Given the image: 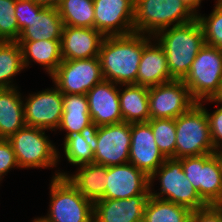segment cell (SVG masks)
Returning a JSON list of instances; mask_svg holds the SVG:
<instances>
[{
    "mask_svg": "<svg viewBox=\"0 0 222 222\" xmlns=\"http://www.w3.org/2000/svg\"><path fill=\"white\" fill-rule=\"evenodd\" d=\"M159 177L160 192H152L153 181ZM150 195L158 199L187 207L191 211L207 206L197 190L186 178L178 159L167 158L161 167L149 177Z\"/></svg>",
    "mask_w": 222,
    "mask_h": 222,
    "instance_id": "6",
    "label": "cell"
},
{
    "mask_svg": "<svg viewBox=\"0 0 222 222\" xmlns=\"http://www.w3.org/2000/svg\"><path fill=\"white\" fill-rule=\"evenodd\" d=\"M15 4L16 0H0V41H17L19 38Z\"/></svg>",
    "mask_w": 222,
    "mask_h": 222,
    "instance_id": "33",
    "label": "cell"
},
{
    "mask_svg": "<svg viewBox=\"0 0 222 222\" xmlns=\"http://www.w3.org/2000/svg\"><path fill=\"white\" fill-rule=\"evenodd\" d=\"M23 69L20 44L17 41H0V88H15L13 77Z\"/></svg>",
    "mask_w": 222,
    "mask_h": 222,
    "instance_id": "29",
    "label": "cell"
},
{
    "mask_svg": "<svg viewBox=\"0 0 222 222\" xmlns=\"http://www.w3.org/2000/svg\"><path fill=\"white\" fill-rule=\"evenodd\" d=\"M175 125L176 159L213 153L208 116L201 102L175 118Z\"/></svg>",
    "mask_w": 222,
    "mask_h": 222,
    "instance_id": "5",
    "label": "cell"
},
{
    "mask_svg": "<svg viewBox=\"0 0 222 222\" xmlns=\"http://www.w3.org/2000/svg\"><path fill=\"white\" fill-rule=\"evenodd\" d=\"M153 38L152 41H157L164 49L170 75L174 80L185 78L196 55L205 45L204 33L197 18L163 29Z\"/></svg>",
    "mask_w": 222,
    "mask_h": 222,
    "instance_id": "2",
    "label": "cell"
},
{
    "mask_svg": "<svg viewBox=\"0 0 222 222\" xmlns=\"http://www.w3.org/2000/svg\"><path fill=\"white\" fill-rule=\"evenodd\" d=\"M155 142L166 158L176 159V125L175 119H150Z\"/></svg>",
    "mask_w": 222,
    "mask_h": 222,
    "instance_id": "31",
    "label": "cell"
},
{
    "mask_svg": "<svg viewBox=\"0 0 222 222\" xmlns=\"http://www.w3.org/2000/svg\"><path fill=\"white\" fill-rule=\"evenodd\" d=\"M186 178L207 205H222V171L212 153L178 159Z\"/></svg>",
    "mask_w": 222,
    "mask_h": 222,
    "instance_id": "9",
    "label": "cell"
},
{
    "mask_svg": "<svg viewBox=\"0 0 222 222\" xmlns=\"http://www.w3.org/2000/svg\"><path fill=\"white\" fill-rule=\"evenodd\" d=\"M196 17L181 0H135L134 32L154 37L171 25L185 24Z\"/></svg>",
    "mask_w": 222,
    "mask_h": 222,
    "instance_id": "3",
    "label": "cell"
},
{
    "mask_svg": "<svg viewBox=\"0 0 222 222\" xmlns=\"http://www.w3.org/2000/svg\"><path fill=\"white\" fill-rule=\"evenodd\" d=\"M120 86H125V89L119 90L123 122H148L150 120L149 88L137 84H122Z\"/></svg>",
    "mask_w": 222,
    "mask_h": 222,
    "instance_id": "25",
    "label": "cell"
},
{
    "mask_svg": "<svg viewBox=\"0 0 222 222\" xmlns=\"http://www.w3.org/2000/svg\"><path fill=\"white\" fill-rule=\"evenodd\" d=\"M196 103L183 80L149 88L150 119H175Z\"/></svg>",
    "mask_w": 222,
    "mask_h": 222,
    "instance_id": "12",
    "label": "cell"
},
{
    "mask_svg": "<svg viewBox=\"0 0 222 222\" xmlns=\"http://www.w3.org/2000/svg\"><path fill=\"white\" fill-rule=\"evenodd\" d=\"M118 84L103 80L86 93L94 127L123 122Z\"/></svg>",
    "mask_w": 222,
    "mask_h": 222,
    "instance_id": "17",
    "label": "cell"
},
{
    "mask_svg": "<svg viewBox=\"0 0 222 222\" xmlns=\"http://www.w3.org/2000/svg\"><path fill=\"white\" fill-rule=\"evenodd\" d=\"M94 28L104 37L134 33L135 0H93Z\"/></svg>",
    "mask_w": 222,
    "mask_h": 222,
    "instance_id": "14",
    "label": "cell"
},
{
    "mask_svg": "<svg viewBox=\"0 0 222 222\" xmlns=\"http://www.w3.org/2000/svg\"><path fill=\"white\" fill-rule=\"evenodd\" d=\"M215 3L208 17L197 14L196 18L202 27L205 44L222 50V0H217Z\"/></svg>",
    "mask_w": 222,
    "mask_h": 222,
    "instance_id": "32",
    "label": "cell"
},
{
    "mask_svg": "<svg viewBox=\"0 0 222 222\" xmlns=\"http://www.w3.org/2000/svg\"><path fill=\"white\" fill-rule=\"evenodd\" d=\"M92 136L94 163L107 167L129 163L131 123L94 127Z\"/></svg>",
    "mask_w": 222,
    "mask_h": 222,
    "instance_id": "10",
    "label": "cell"
},
{
    "mask_svg": "<svg viewBox=\"0 0 222 222\" xmlns=\"http://www.w3.org/2000/svg\"><path fill=\"white\" fill-rule=\"evenodd\" d=\"M166 159L155 142L150 124L131 123L129 163L150 177Z\"/></svg>",
    "mask_w": 222,
    "mask_h": 222,
    "instance_id": "15",
    "label": "cell"
},
{
    "mask_svg": "<svg viewBox=\"0 0 222 222\" xmlns=\"http://www.w3.org/2000/svg\"><path fill=\"white\" fill-rule=\"evenodd\" d=\"M190 222H222V205H207L193 210Z\"/></svg>",
    "mask_w": 222,
    "mask_h": 222,
    "instance_id": "37",
    "label": "cell"
},
{
    "mask_svg": "<svg viewBox=\"0 0 222 222\" xmlns=\"http://www.w3.org/2000/svg\"><path fill=\"white\" fill-rule=\"evenodd\" d=\"M43 8L32 0H16L15 16L19 27V35L25 27L30 26L34 16H37Z\"/></svg>",
    "mask_w": 222,
    "mask_h": 222,
    "instance_id": "34",
    "label": "cell"
},
{
    "mask_svg": "<svg viewBox=\"0 0 222 222\" xmlns=\"http://www.w3.org/2000/svg\"><path fill=\"white\" fill-rule=\"evenodd\" d=\"M50 78L62 94L83 95L104 80L98 57L63 60Z\"/></svg>",
    "mask_w": 222,
    "mask_h": 222,
    "instance_id": "11",
    "label": "cell"
},
{
    "mask_svg": "<svg viewBox=\"0 0 222 222\" xmlns=\"http://www.w3.org/2000/svg\"><path fill=\"white\" fill-rule=\"evenodd\" d=\"M50 208L38 222H93L94 203L84 197L67 177H52Z\"/></svg>",
    "mask_w": 222,
    "mask_h": 222,
    "instance_id": "4",
    "label": "cell"
},
{
    "mask_svg": "<svg viewBox=\"0 0 222 222\" xmlns=\"http://www.w3.org/2000/svg\"><path fill=\"white\" fill-rule=\"evenodd\" d=\"M172 80L164 49L150 40L143 48L136 84L150 88Z\"/></svg>",
    "mask_w": 222,
    "mask_h": 222,
    "instance_id": "20",
    "label": "cell"
},
{
    "mask_svg": "<svg viewBox=\"0 0 222 222\" xmlns=\"http://www.w3.org/2000/svg\"><path fill=\"white\" fill-rule=\"evenodd\" d=\"M104 199L150 195L149 177L131 163L107 167Z\"/></svg>",
    "mask_w": 222,
    "mask_h": 222,
    "instance_id": "16",
    "label": "cell"
},
{
    "mask_svg": "<svg viewBox=\"0 0 222 222\" xmlns=\"http://www.w3.org/2000/svg\"><path fill=\"white\" fill-rule=\"evenodd\" d=\"M104 36L95 28L63 26L61 55L63 60L98 57Z\"/></svg>",
    "mask_w": 222,
    "mask_h": 222,
    "instance_id": "19",
    "label": "cell"
},
{
    "mask_svg": "<svg viewBox=\"0 0 222 222\" xmlns=\"http://www.w3.org/2000/svg\"><path fill=\"white\" fill-rule=\"evenodd\" d=\"M152 37L136 32L104 37L98 55L104 80L136 84L143 48Z\"/></svg>",
    "mask_w": 222,
    "mask_h": 222,
    "instance_id": "1",
    "label": "cell"
},
{
    "mask_svg": "<svg viewBox=\"0 0 222 222\" xmlns=\"http://www.w3.org/2000/svg\"><path fill=\"white\" fill-rule=\"evenodd\" d=\"M196 102L212 99L222 82V50L205 44L183 79Z\"/></svg>",
    "mask_w": 222,
    "mask_h": 222,
    "instance_id": "7",
    "label": "cell"
},
{
    "mask_svg": "<svg viewBox=\"0 0 222 222\" xmlns=\"http://www.w3.org/2000/svg\"><path fill=\"white\" fill-rule=\"evenodd\" d=\"M218 161L219 167L222 171V146L214 149L212 153Z\"/></svg>",
    "mask_w": 222,
    "mask_h": 222,
    "instance_id": "41",
    "label": "cell"
},
{
    "mask_svg": "<svg viewBox=\"0 0 222 222\" xmlns=\"http://www.w3.org/2000/svg\"><path fill=\"white\" fill-rule=\"evenodd\" d=\"M208 116L211 141L214 149L222 146V105L213 113L204 108Z\"/></svg>",
    "mask_w": 222,
    "mask_h": 222,
    "instance_id": "36",
    "label": "cell"
},
{
    "mask_svg": "<svg viewBox=\"0 0 222 222\" xmlns=\"http://www.w3.org/2000/svg\"><path fill=\"white\" fill-rule=\"evenodd\" d=\"M216 102V104H221L222 105V82H221V86L219 87L218 92L214 95V97L212 99H206L204 101L201 102Z\"/></svg>",
    "mask_w": 222,
    "mask_h": 222,
    "instance_id": "40",
    "label": "cell"
},
{
    "mask_svg": "<svg viewBox=\"0 0 222 222\" xmlns=\"http://www.w3.org/2000/svg\"><path fill=\"white\" fill-rule=\"evenodd\" d=\"M22 51L24 68L32 61L43 66L51 76L63 61L61 55V40L17 41ZM30 60V61H29Z\"/></svg>",
    "mask_w": 222,
    "mask_h": 222,
    "instance_id": "24",
    "label": "cell"
},
{
    "mask_svg": "<svg viewBox=\"0 0 222 222\" xmlns=\"http://www.w3.org/2000/svg\"><path fill=\"white\" fill-rule=\"evenodd\" d=\"M64 153L67 161L73 165L94 163L92 132L74 133L64 138Z\"/></svg>",
    "mask_w": 222,
    "mask_h": 222,
    "instance_id": "30",
    "label": "cell"
},
{
    "mask_svg": "<svg viewBox=\"0 0 222 222\" xmlns=\"http://www.w3.org/2000/svg\"><path fill=\"white\" fill-rule=\"evenodd\" d=\"M45 131V129L25 125L8 139L19 168L56 167L60 159L59 152L45 135Z\"/></svg>",
    "mask_w": 222,
    "mask_h": 222,
    "instance_id": "8",
    "label": "cell"
},
{
    "mask_svg": "<svg viewBox=\"0 0 222 222\" xmlns=\"http://www.w3.org/2000/svg\"><path fill=\"white\" fill-rule=\"evenodd\" d=\"M63 21L56 8H43L25 27L17 41L61 40Z\"/></svg>",
    "mask_w": 222,
    "mask_h": 222,
    "instance_id": "26",
    "label": "cell"
},
{
    "mask_svg": "<svg viewBox=\"0 0 222 222\" xmlns=\"http://www.w3.org/2000/svg\"><path fill=\"white\" fill-rule=\"evenodd\" d=\"M196 16L198 14L197 8L200 6L202 0H181Z\"/></svg>",
    "mask_w": 222,
    "mask_h": 222,
    "instance_id": "39",
    "label": "cell"
},
{
    "mask_svg": "<svg viewBox=\"0 0 222 222\" xmlns=\"http://www.w3.org/2000/svg\"><path fill=\"white\" fill-rule=\"evenodd\" d=\"M25 100L23 105L26 126L51 131L58 129L63 114V94L56 86L29 94Z\"/></svg>",
    "mask_w": 222,
    "mask_h": 222,
    "instance_id": "13",
    "label": "cell"
},
{
    "mask_svg": "<svg viewBox=\"0 0 222 222\" xmlns=\"http://www.w3.org/2000/svg\"><path fill=\"white\" fill-rule=\"evenodd\" d=\"M57 9L64 26L94 28L93 0H62Z\"/></svg>",
    "mask_w": 222,
    "mask_h": 222,
    "instance_id": "28",
    "label": "cell"
},
{
    "mask_svg": "<svg viewBox=\"0 0 222 222\" xmlns=\"http://www.w3.org/2000/svg\"><path fill=\"white\" fill-rule=\"evenodd\" d=\"M149 195L94 202L93 222H142Z\"/></svg>",
    "mask_w": 222,
    "mask_h": 222,
    "instance_id": "18",
    "label": "cell"
},
{
    "mask_svg": "<svg viewBox=\"0 0 222 222\" xmlns=\"http://www.w3.org/2000/svg\"><path fill=\"white\" fill-rule=\"evenodd\" d=\"M44 8H58L62 0H32Z\"/></svg>",
    "mask_w": 222,
    "mask_h": 222,
    "instance_id": "38",
    "label": "cell"
},
{
    "mask_svg": "<svg viewBox=\"0 0 222 222\" xmlns=\"http://www.w3.org/2000/svg\"><path fill=\"white\" fill-rule=\"evenodd\" d=\"M58 129L67 132L65 138L74 133L93 131L94 125L86 95L63 94V114Z\"/></svg>",
    "mask_w": 222,
    "mask_h": 222,
    "instance_id": "21",
    "label": "cell"
},
{
    "mask_svg": "<svg viewBox=\"0 0 222 222\" xmlns=\"http://www.w3.org/2000/svg\"><path fill=\"white\" fill-rule=\"evenodd\" d=\"M59 176L67 177L78 191L93 203L104 199L107 166L96 163L85 164L79 166L73 176L61 171L55 173V177Z\"/></svg>",
    "mask_w": 222,
    "mask_h": 222,
    "instance_id": "22",
    "label": "cell"
},
{
    "mask_svg": "<svg viewBox=\"0 0 222 222\" xmlns=\"http://www.w3.org/2000/svg\"><path fill=\"white\" fill-rule=\"evenodd\" d=\"M19 167L13 147L8 139H0V181L12 168Z\"/></svg>",
    "mask_w": 222,
    "mask_h": 222,
    "instance_id": "35",
    "label": "cell"
},
{
    "mask_svg": "<svg viewBox=\"0 0 222 222\" xmlns=\"http://www.w3.org/2000/svg\"><path fill=\"white\" fill-rule=\"evenodd\" d=\"M17 88H0V139H9L25 126V100Z\"/></svg>",
    "mask_w": 222,
    "mask_h": 222,
    "instance_id": "23",
    "label": "cell"
},
{
    "mask_svg": "<svg viewBox=\"0 0 222 222\" xmlns=\"http://www.w3.org/2000/svg\"><path fill=\"white\" fill-rule=\"evenodd\" d=\"M187 207L149 195L142 222H190Z\"/></svg>",
    "mask_w": 222,
    "mask_h": 222,
    "instance_id": "27",
    "label": "cell"
}]
</instances>
